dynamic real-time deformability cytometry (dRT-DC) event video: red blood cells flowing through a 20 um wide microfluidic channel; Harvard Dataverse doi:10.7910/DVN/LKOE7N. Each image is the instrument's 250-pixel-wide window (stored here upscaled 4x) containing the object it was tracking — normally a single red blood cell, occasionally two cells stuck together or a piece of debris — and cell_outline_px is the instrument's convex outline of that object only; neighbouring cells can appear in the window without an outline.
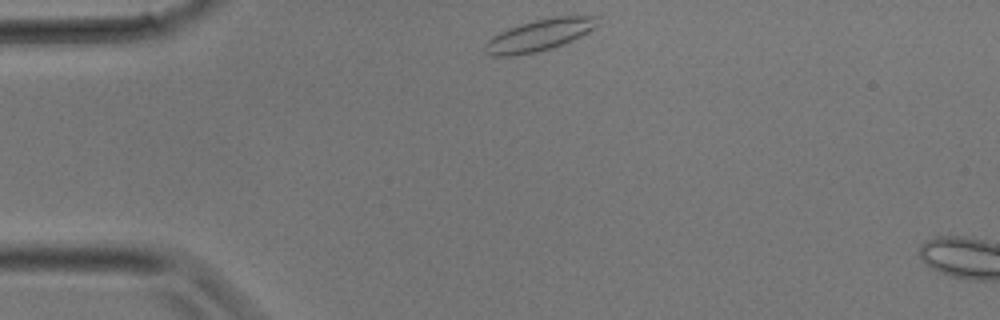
{"species": "common noctule bat (a hibernating species)", "species_latin": "Nyctalus noctula", "temperature_condition": "room temperature", "stored_images_in_passage": 3, "camera_frame_rate_fps": 3000, "um_per_image_px": 0.085, "animal": {"sex": "male", "body_mass_g": 17.9}, "frame": {"image": 1, "passage_image": 1, "time_ms": 0.0, "image_size_px": [1000, 320], "cell_outline_px": [[600, 24], [588, 32], [564, 44], [536, 52], [512, 56], [492, 56], [484, 52], [484, 44], [492, 36], [508, 28], [520, 24], [552, 16], [600, 16]], "centroid_in_image_um": [45.85, 2.98], "position_along_channel_um": 39.1, "area_um2": 20.87}}